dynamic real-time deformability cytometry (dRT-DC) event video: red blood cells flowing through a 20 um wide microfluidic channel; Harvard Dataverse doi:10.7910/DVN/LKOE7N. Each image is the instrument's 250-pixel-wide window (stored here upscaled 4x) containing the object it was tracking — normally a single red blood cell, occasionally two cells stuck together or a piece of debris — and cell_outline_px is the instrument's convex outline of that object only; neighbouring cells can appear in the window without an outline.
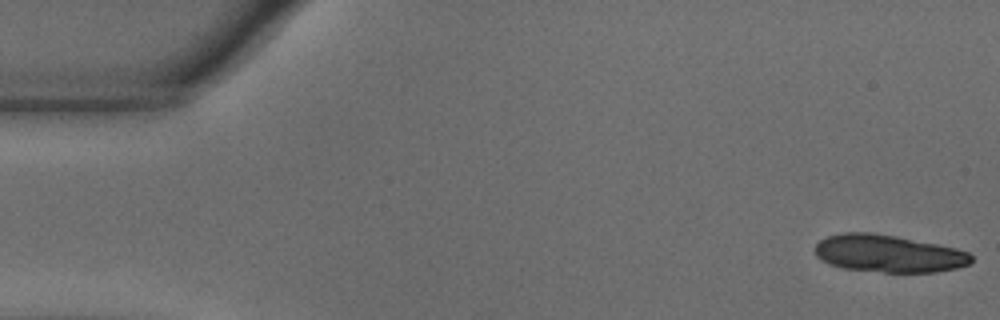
{"species": "common noctule bat (a hibernating species)", "species_latin": "Nyctalus noctula", "temperature_condition": "warm", "stored_images_in_passage": 15, "camera_frame_rate_fps": 3000, "um_per_image_px": 0.085, "animal": {"sex": "male", "body_mass_g": 18.8}, "frame": {"image": 1, "passage_image": 1, "time_ms": 0.0, "image_size_px": [1000, 320], "cell_outline_px": [[972, 260], [968, 264], [956, 268], [936, 272], [884, 272], [844, 268], [828, 264], [820, 260], [816, 256], [816, 244], [820, 240], [828, 236], [844, 232], [872, 232], [896, 236], [956, 248], [968, 252], [972, 256]], "centroid_in_image_um": [75.5, 21.55], "position_along_channel_um": 9.5, "area_um2": 33.99}}